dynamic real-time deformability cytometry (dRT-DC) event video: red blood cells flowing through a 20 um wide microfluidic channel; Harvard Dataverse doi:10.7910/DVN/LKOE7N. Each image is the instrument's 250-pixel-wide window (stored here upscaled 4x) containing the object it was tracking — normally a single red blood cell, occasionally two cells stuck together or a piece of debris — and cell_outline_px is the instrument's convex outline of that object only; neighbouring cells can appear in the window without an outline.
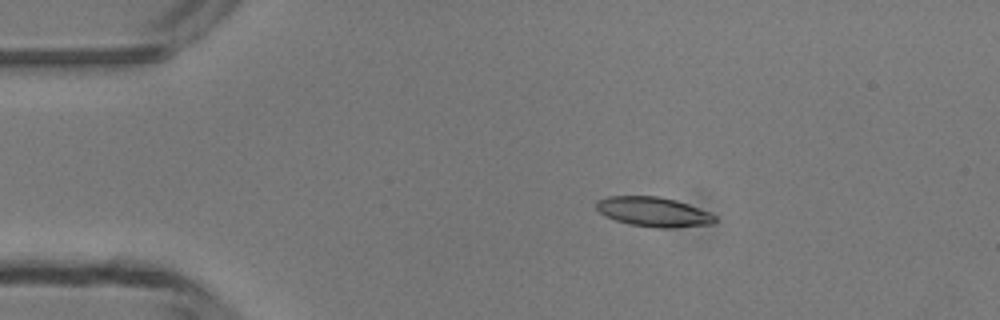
{"species": "common noctule bat (a hibernating species)", "species_latin": "Nyctalus noctula", "temperature_condition": "room temperature", "stored_images_in_passage": 5, "camera_frame_rate_fps": 3000, "um_per_image_px": 0.085, "animal": {"sex": "male", "body_mass_g": 13.3}, "frame": {"image": 1, "passage_image": 3, "time_ms": 2.333, "image_size_px": [1000, 320], "cell_outline_px": [[716, 220], [712, 224], [672, 228], [656, 228], [628, 224], [604, 216], [596, 208], [596, 200], [608, 196], [660, 196], [676, 200], [712, 212], [716, 216]], "centroid_in_image_um": [55.56, 18.01], "position_along_channel_um": 29.4, "area_um2": 20.75}}
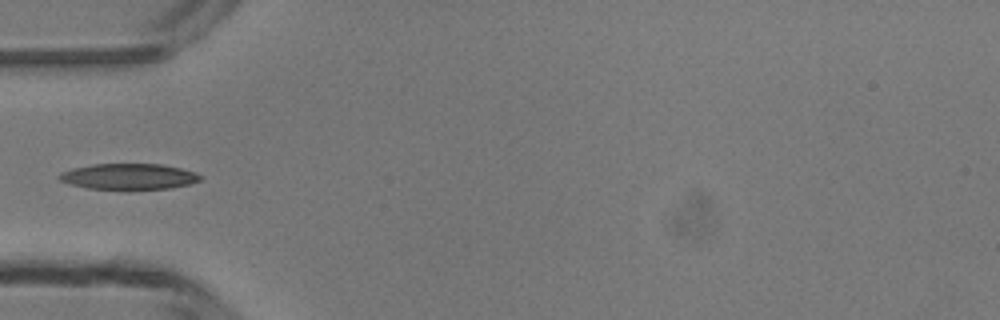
{"frame": {"image": 2, "passage_image": 5, "time_ms": 4.667, "image_size_px": [1000, 320], "cell_outline_px": [[200, 180], [188, 184], [168, 188], [128, 192], [124, 192], [88, 188], [68, 184], [60, 180], [56, 176], [60, 172], [72, 168], [92, 164], [160, 164], [180, 168], [196, 172], [200, 176]], "centroid_in_image_um": [10.87, 15.04], "position_along_channel_um": 74.1, "area_um2": 22.08}}